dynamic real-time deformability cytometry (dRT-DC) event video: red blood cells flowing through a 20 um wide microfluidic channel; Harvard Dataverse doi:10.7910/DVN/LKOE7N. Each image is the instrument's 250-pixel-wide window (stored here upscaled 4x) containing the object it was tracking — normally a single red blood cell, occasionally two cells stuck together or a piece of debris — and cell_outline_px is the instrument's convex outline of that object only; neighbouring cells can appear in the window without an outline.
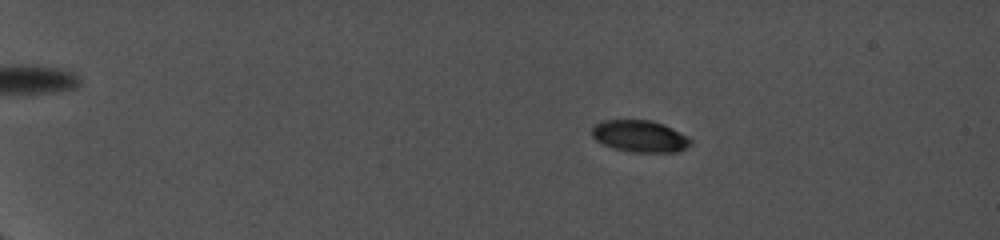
{"species": "common noctule bat (a hibernating species)", "species_latin": "Nyctalus noctula", "temperature_condition": "cold", "stored_images_in_passage": 31, "camera_frame_rate_fps": 5000, "um_per_image_px": 0.085, "animal": {"sex": "female", "body_mass_g": 19.0, "forearm_length_mm": 56.7}, "frame": {"image": 1, "passage_image": 12, "time_ms": 4.2, "image_size_px": [1000, 240], "cell_outline_px": [[692, 144], [680, 152], [632, 152], [612, 148], [596, 140], [592, 136], [592, 128], [596, 124], [604, 120], [652, 120], [664, 124], [680, 132], [692, 140]], "centroid_in_image_um": [54.41, 11.58], "position_along_channel_um": 30.6, "area_um2": 18.38}}
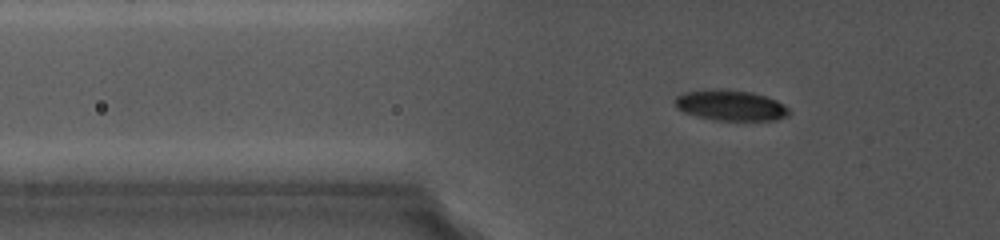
{"frame": {"image": 2, "passage_image": 22, "time_ms": 8.0, "image_size_px": [1000, 240], "cell_outline_px": [[792, 112], [788, 116], [776, 120], [716, 120], [696, 116], [684, 112], [676, 108], [676, 96], [684, 92], [708, 88], [720, 88], [752, 92], [776, 100], [788, 108]], "centroid_in_image_um": [62.09, 8.94], "position_along_channel_um": 63.7, "area_um2": 20.52}}
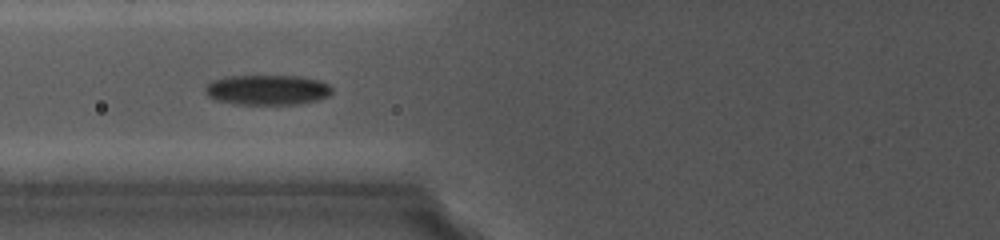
{"frame": {"image": 3, "passage_image": 26, "time_ms": 9.6, "image_size_px": [1000, 240], "cell_outline_px": [[332, 92], [328, 96], [316, 100], [300, 104], [236, 104], [216, 100], [208, 96], [204, 92], [204, 84], [212, 80], [228, 76], [300, 76], [320, 80], [328, 84], [332, 88]], "centroid_in_image_um": [22.69, 7.63], "position_along_channel_um": 103.1, "area_um2": 22.43}}